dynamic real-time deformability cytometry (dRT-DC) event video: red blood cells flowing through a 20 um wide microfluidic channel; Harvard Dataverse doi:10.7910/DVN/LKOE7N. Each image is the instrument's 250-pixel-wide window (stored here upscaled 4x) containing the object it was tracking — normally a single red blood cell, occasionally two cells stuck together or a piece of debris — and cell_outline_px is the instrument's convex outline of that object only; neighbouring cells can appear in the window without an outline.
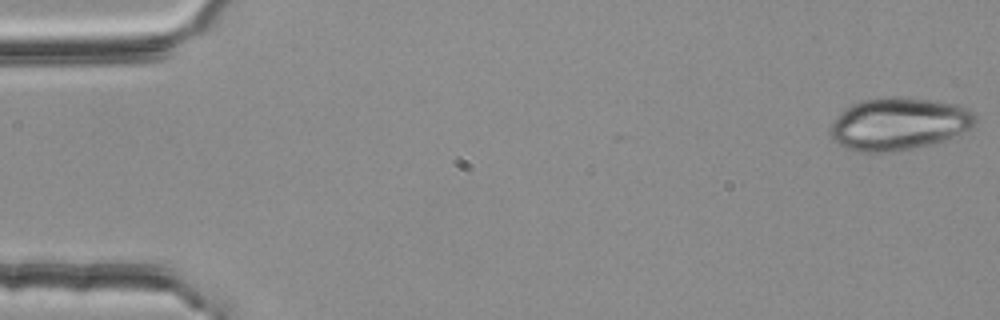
{"species": "common noctule bat (a hibernating species)", "species_latin": "Nyctalus noctula", "temperature_condition": "room temperature", "stored_images_in_passage": 10, "camera_frame_rate_fps": 3000, "um_per_image_px": 0.085, "animal": {"sex": "female", "body_mass_g": 25.1}, "frame": {"image": 1, "passage_image": 1, "time_ms": 0.0, "image_size_px": [1000, 320], "cell_outline_px": [[976, 124], [972, 128], [944, 140], [912, 148], [884, 152], [860, 152], [848, 148], [832, 140], [832, 124], [840, 112], [844, 108], [852, 104], [864, 100], [928, 100], [956, 104], [968, 108], [976, 116]], "centroid_in_image_um": [76.42, 10.56], "position_along_channel_um": 8.6, "area_um2": 42.89}}